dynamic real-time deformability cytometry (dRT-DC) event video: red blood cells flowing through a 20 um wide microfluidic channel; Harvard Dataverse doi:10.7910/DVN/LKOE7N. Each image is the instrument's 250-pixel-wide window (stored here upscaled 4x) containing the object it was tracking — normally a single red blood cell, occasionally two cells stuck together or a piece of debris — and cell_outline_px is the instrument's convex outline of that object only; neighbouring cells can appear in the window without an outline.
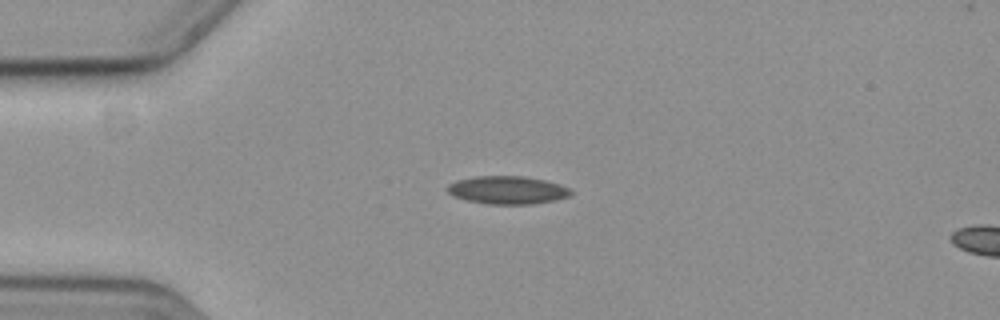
{"species": "common noctule bat (a hibernating species)", "species_latin": "Nyctalus noctula", "temperature_condition": "cold", "stored_images_in_passage": 38, "camera_frame_rate_fps": 3000, "um_per_image_px": 0.085, "animal": {"sex": "female", "body_mass_g": 19.3, "forearm_length_mm": 54.1}, "frame": {"image": 1, "passage_image": 1, "time_ms": 0.0, "image_size_px": [1000, 320], "cell_outline_px": [[572, 192], [568, 196], [552, 200], [532, 204], [488, 204], [468, 200], [452, 196], [448, 192], [448, 184], [456, 180], [476, 176], [524, 176], [544, 180], [560, 184], [568, 188]], "centroid_in_image_um": [43.1, 16.15], "position_along_channel_um": 41.9, "area_um2": 19.94}}
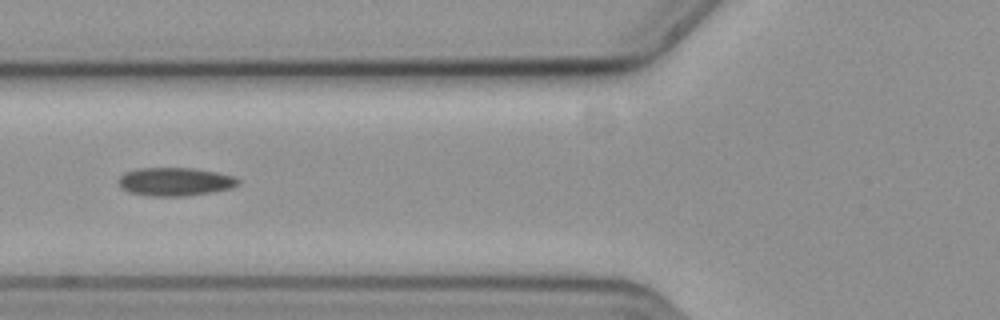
{"frame": {"image": 2, "passage_image": 9, "time_ms": 2.667, "image_size_px": [1000, 320], "cell_outline_px": [[240, 184], [232, 188], [212, 192], [184, 196], [148, 196], [128, 192], [120, 188], [116, 180], [124, 172], [136, 168], [192, 168], [216, 172], [232, 176], [240, 180]], "centroid_in_image_um": [14.83, 15.44], "position_along_channel_um": 111.0, "area_um2": 20.0}}
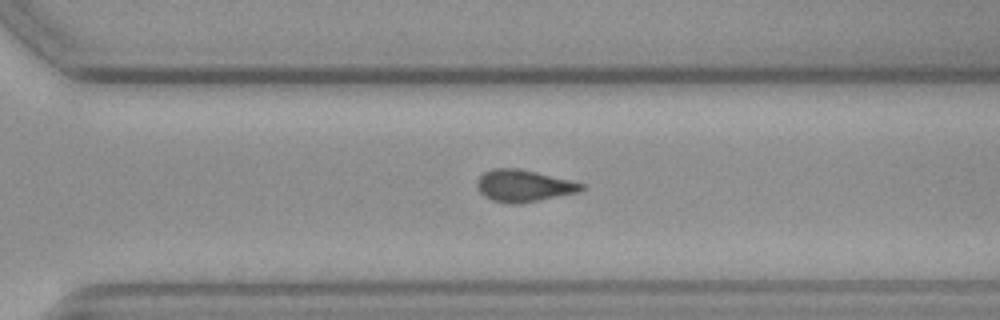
{"frame": {"image": 3, "passage_image": 27, "time_ms": 8.667, "image_size_px": [1000, 320], "cell_outline_px": [[584, 188], [580, 192], [520, 204], [504, 204], [492, 200], [484, 196], [480, 192], [476, 184], [476, 180], [484, 172], [492, 168], [516, 168], [536, 172], [584, 184]], "centroid_in_image_um": [44.47, 15.81], "position_along_channel_um": 326.1, "area_um2": 19.48}, "authors_computed_cell_mechanics": {"area_um2": 19.5075, "velocity_mm_per_s": 3.59, "shape_relaxation_time_tau1_ms": null, "shape_relaxation_time_tau2_ms": 4.7964, "deformation_change_tau1": null, "deformation_change_tau2": 0.1188}}